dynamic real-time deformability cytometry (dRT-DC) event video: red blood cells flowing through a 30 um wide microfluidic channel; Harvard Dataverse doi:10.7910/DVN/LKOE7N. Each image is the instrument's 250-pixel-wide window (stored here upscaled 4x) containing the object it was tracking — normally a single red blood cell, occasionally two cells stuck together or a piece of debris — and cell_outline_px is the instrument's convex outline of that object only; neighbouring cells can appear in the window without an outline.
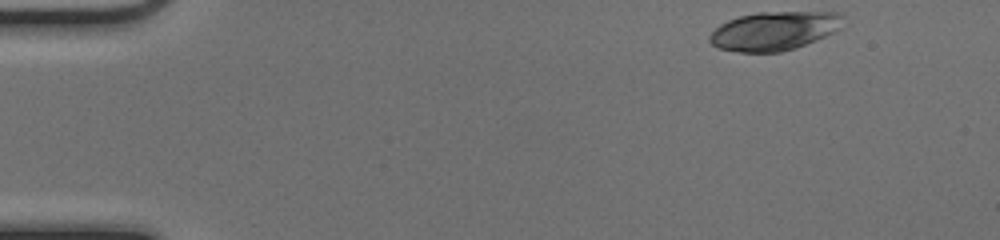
{"species": "common noctule bat (a hibernating species)", "species_latin": "Nyctalus noctula", "temperature_condition": "cold", "stored_images_in_passage": 46, "camera_frame_rate_fps": 3000, "um_per_image_px": 0.085, "animal": {"sex": "female", "body_mass_g": 17.0, "forearm_length_mm": 48.0}, "frame": {"image": 1, "passage_image": 1, "time_ms": 0.0, "image_size_px": [1000, 240], "cell_outline_px": [[844, 16], [840, 28], [816, 40], [796, 48], [780, 52], [740, 52], [716, 48], [708, 40], [708, 36], [720, 24], [728, 20], [740, 16], [756, 12], [840, 12]], "centroid_in_image_um": [65.78, 2.62], "position_along_channel_um": 19.2, "area_um2": 30.17}}
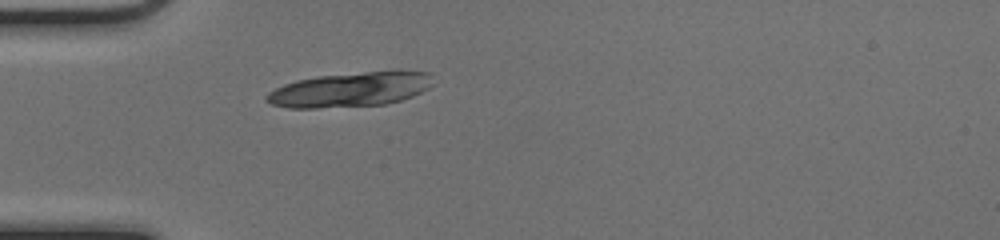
{"frame": {"image": 2, "passage_image": 11, "time_ms": 3.333, "image_size_px": [1000, 240], "cell_outline_px": [[432, 84], [428, 88], [412, 96], [388, 104], [316, 108], [288, 108], [272, 104], [264, 100], [264, 96], [268, 92], [284, 84], [296, 80], [320, 76], [396, 68], [432, 72]], "centroid_in_image_um": [29.84, 7.58], "position_along_channel_um": 55.2, "area_um2": 34.33}}